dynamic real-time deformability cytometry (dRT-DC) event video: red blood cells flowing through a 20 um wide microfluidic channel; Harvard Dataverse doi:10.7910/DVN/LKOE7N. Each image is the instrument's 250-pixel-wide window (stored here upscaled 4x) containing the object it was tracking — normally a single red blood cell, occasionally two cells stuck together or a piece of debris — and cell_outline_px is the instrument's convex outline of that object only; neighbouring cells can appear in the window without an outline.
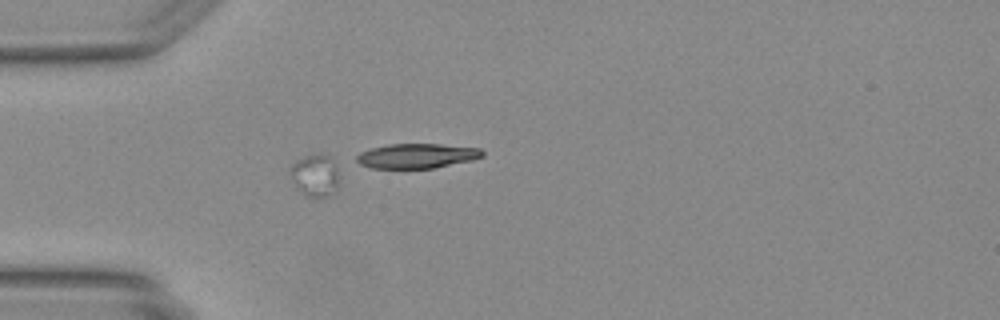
{"species": "Egyptian fruit bat (a non-hibernating species)", "species_latin": "Rousettus aegyptiacus", "temperature_condition": "warm", "stored_images_in_passage": 8, "segment_of_instrument_passage": [1, 2], "camera_frame_rate_fps": 3000, "um_per_image_px": 0.085, "animal": {"sex": "female"}, "frame": {"image": 1, "passage_image": 6, "time_ms": 1.667, "image_size_px": [1000, 320], "cell_outline_px": [[336, 188], [324, 196], [308, 196], [300, 192], [292, 180], [288, 168], [296, 160], [304, 156], [328, 156], [336, 164]], "centroid_in_image_um": [26.7, 14.9], "position_along_channel_um": 58.3, "area_um2": 11.39}}